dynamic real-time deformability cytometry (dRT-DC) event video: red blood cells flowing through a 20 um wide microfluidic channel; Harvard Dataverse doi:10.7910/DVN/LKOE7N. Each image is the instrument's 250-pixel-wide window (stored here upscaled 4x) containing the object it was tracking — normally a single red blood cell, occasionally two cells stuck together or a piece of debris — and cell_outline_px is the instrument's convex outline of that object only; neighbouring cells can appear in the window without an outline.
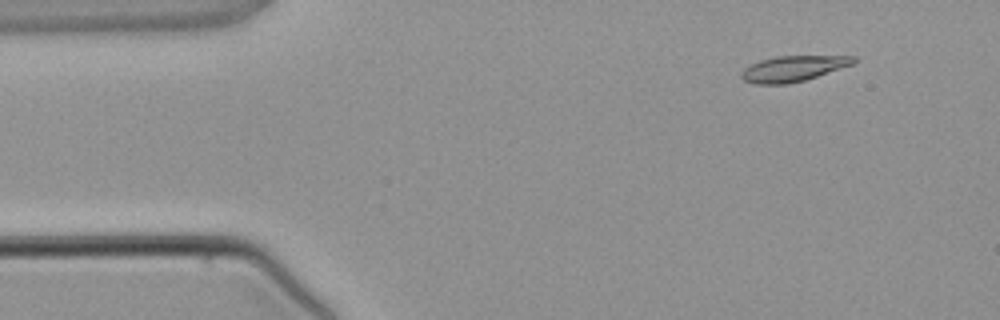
{"species": "common noctule bat (a hibernating species)", "species_latin": "Nyctalus noctula", "temperature_condition": "warm", "stored_images_in_passage": 4, "camera_frame_rate_fps": 3000, "um_per_image_px": 0.085, "animal": {"sex": "male", "body_mass_g": 21.5, "forearm_length_mm": 52.0}, "frame": {"image": 1, "passage_image": 2, "time_ms": 1.0, "image_size_px": [1000, 320], "cell_outline_px": [[856, 60], [852, 64], [804, 80], [788, 84], [752, 84], [744, 80], [740, 76], [740, 72], [744, 68], [760, 60], [776, 56], [856, 56]], "centroid_in_image_um": [67.35, 5.83], "position_along_channel_um": 17.6, "area_um2": 16.59}}
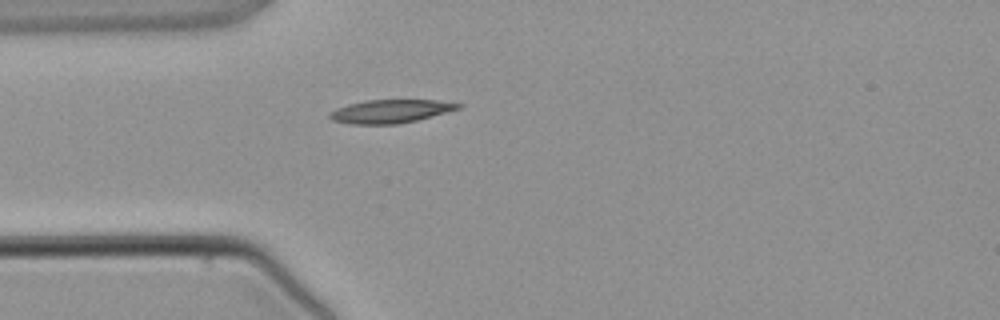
{"frame": {"image": 2, "passage_image": 4, "time_ms": 3.333, "image_size_px": [1000, 320], "cell_outline_px": [[464, 104], [460, 108], [416, 120], [396, 124], [348, 124], [332, 120], [328, 116], [328, 112], [336, 108], [348, 104], [364, 100], [436, 100]], "centroid_in_image_um": [33.13, 9.45], "position_along_channel_um": 51.9, "area_um2": 17.46}}